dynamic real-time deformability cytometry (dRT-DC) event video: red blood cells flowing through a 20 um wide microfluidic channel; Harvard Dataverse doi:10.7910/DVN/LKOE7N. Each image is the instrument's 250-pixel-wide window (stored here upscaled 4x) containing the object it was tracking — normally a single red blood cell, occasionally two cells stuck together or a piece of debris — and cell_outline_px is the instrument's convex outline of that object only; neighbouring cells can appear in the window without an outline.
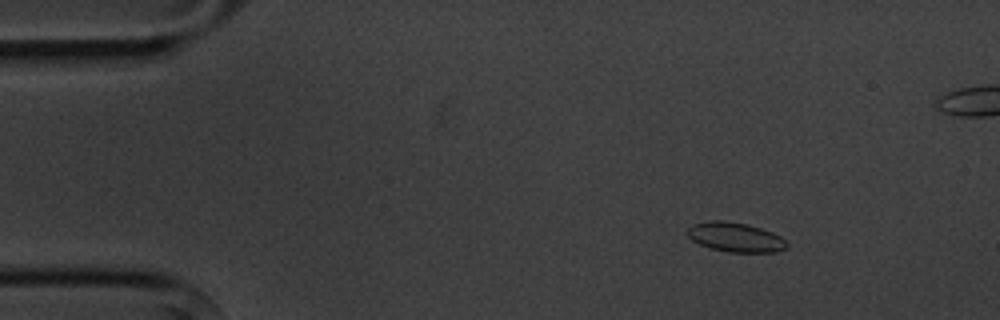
{"species": "common noctule bat (a hibernating species)", "species_latin": "Nyctalus noctula", "temperature_condition": "cold", "stored_images_in_passage": 4, "camera_frame_rate_fps": 3000, "um_per_image_px": 0.085, "animal": {"sex": "male", "body_mass_g": 20.1, "forearm_length_mm": 53.5}, "frame": {"image": 1, "passage_image": 1, "time_ms": 0.0, "image_size_px": [1000, 320], "cell_outline_px": [[788, 248], [776, 252], [728, 252], [712, 248], [700, 244], [692, 240], [684, 232], [692, 224], [712, 220], [724, 220], [748, 224], [772, 232], [780, 236], [788, 244]], "centroid_in_image_um": [62.5, 20.15], "position_along_channel_um": 22.5, "area_um2": 17.17}}